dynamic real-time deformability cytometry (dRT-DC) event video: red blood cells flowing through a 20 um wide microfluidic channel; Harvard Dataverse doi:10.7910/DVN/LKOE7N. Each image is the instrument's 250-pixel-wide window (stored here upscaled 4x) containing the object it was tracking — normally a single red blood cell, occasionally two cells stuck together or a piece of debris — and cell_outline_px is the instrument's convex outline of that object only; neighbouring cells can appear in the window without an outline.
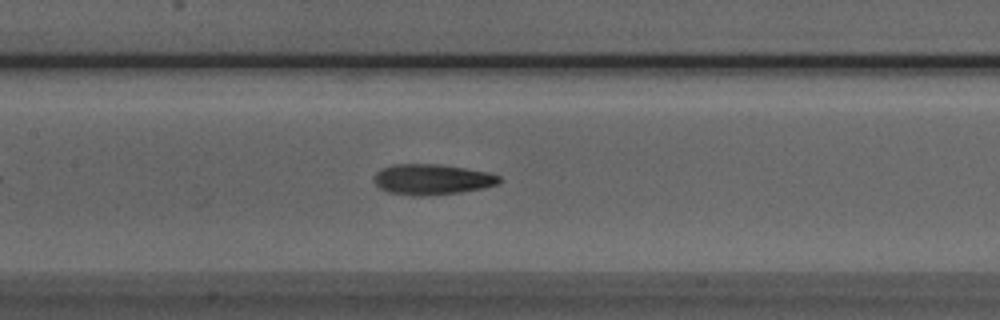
{"species": "Egyptian fruit bat (a non-hibernating species)", "species_latin": "Rousettus aegyptiacus", "temperature_condition": "room temperature", "stored_images_in_passage": 28, "camera_frame_rate_fps": 3000, "um_per_image_px": 0.085, "animal": {"sex": "male"}, "frame": {"image": 1, "passage_image": 15, "time_ms": 4.667, "image_size_px": [1000, 320], "cell_outline_px": [[500, 184], [484, 188], [460, 192], [428, 196], [412, 196], [388, 192], [380, 188], [372, 180], [376, 172], [380, 168], [392, 164], [436, 164], [464, 168], [488, 172], [500, 176]], "centroid_in_image_um": [36.69, 15.25], "position_along_channel_um": 170.7, "area_um2": 22.54}}
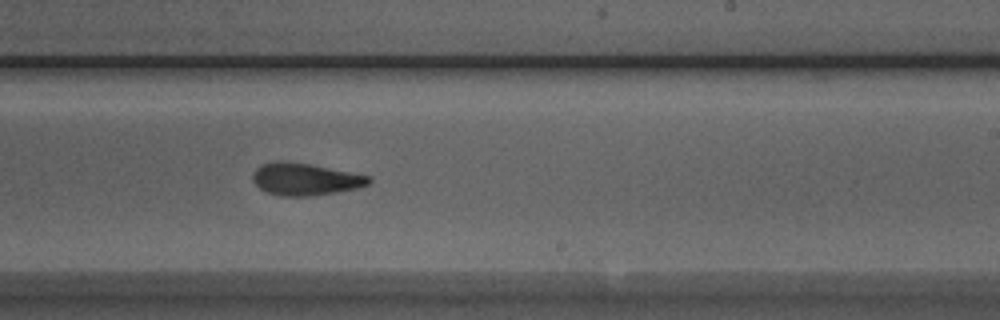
{"frame": {"image": 2, "passage_image": 22, "time_ms": 7.0, "image_size_px": [1000, 320], "cell_outline_px": [[372, 180], [368, 184], [356, 188], [308, 196], [280, 196], [268, 192], [260, 188], [252, 180], [252, 176], [256, 168], [260, 164], [276, 160], [280, 160], [308, 164], [372, 176]], "centroid_in_image_um": [25.9, 15.21], "position_along_channel_um": 263.1, "area_um2": 21.56}}
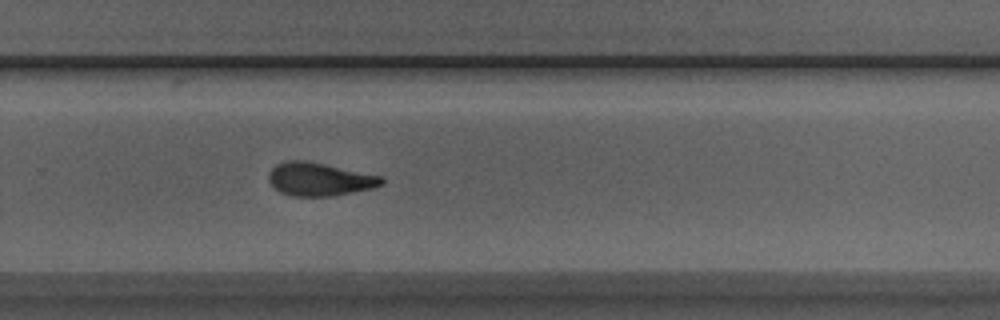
{"frame": {"image": 3, "passage_image": 25, "time_ms": 8.0, "image_size_px": [1000, 320], "cell_outline_px": [[384, 184], [372, 188], [332, 196], [292, 196], [280, 192], [268, 180], [268, 172], [276, 164], [284, 160], [304, 160], [384, 176]], "centroid_in_image_um": [27.15, 15.22], "position_along_channel_um": 302.6, "area_um2": 21.91}}